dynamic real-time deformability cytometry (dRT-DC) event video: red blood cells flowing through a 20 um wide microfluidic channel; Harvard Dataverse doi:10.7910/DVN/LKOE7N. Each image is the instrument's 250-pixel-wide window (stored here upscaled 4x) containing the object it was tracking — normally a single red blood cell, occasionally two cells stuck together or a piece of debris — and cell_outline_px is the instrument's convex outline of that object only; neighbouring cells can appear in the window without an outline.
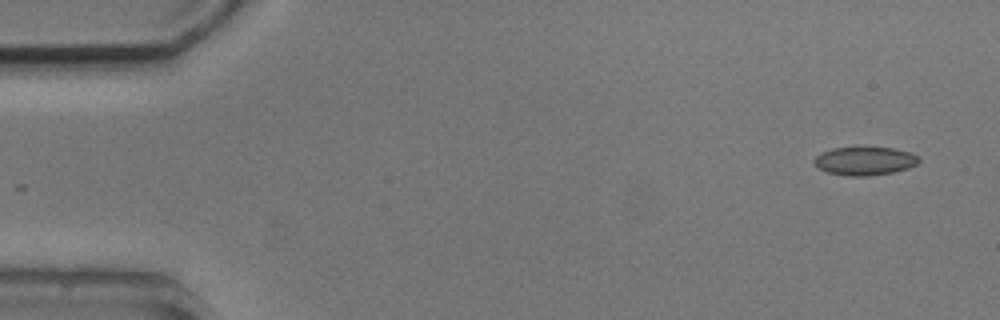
{"species": "common noctule bat (a hibernating species)", "species_latin": "Nyctalus noctula", "temperature_condition": "cold", "stored_images_in_passage": 13, "camera_frame_rate_fps": 3000, "um_per_image_px": 0.085, "animal": {"sex": "male", "body_mass_g": 20.5, "forearm_length_mm": 52.5}, "frame": {"image": 1, "passage_image": 1, "time_ms": 0.0, "image_size_px": [1000, 320], "cell_outline_px": [[920, 160], [916, 164], [908, 168], [892, 172], [868, 176], [848, 176], [828, 172], [820, 168], [812, 160], [816, 156], [832, 148], [856, 144], [892, 148], [912, 152], [920, 156]], "centroid_in_image_um": [73.53, 13.62], "position_along_channel_um": 11.5, "area_um2": 17.98}}
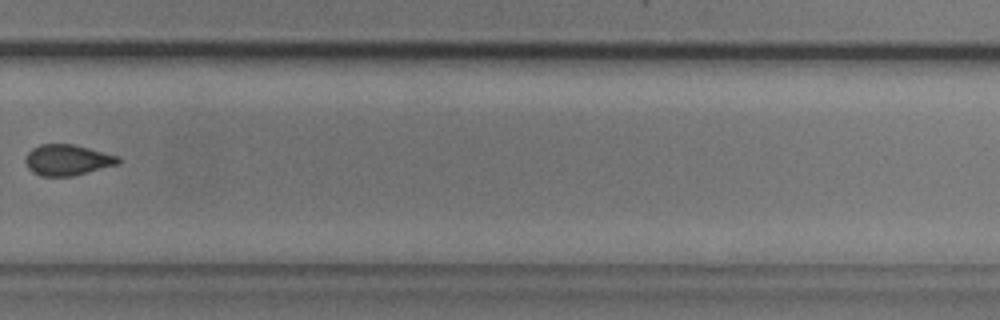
{"frame": {"image": 2, "passage_image": 10, "time_ms": 11.333, "image_size_px": [1000, 320], "cell_outline_px": [[120, 164], [72, 176], [40, 176], [32, 172], [28, 168], [24, 160], [28, 152], [32, 148], [40, 144], [72, 144], [120, 156]], "centroid_in_image_um": [5.73, 13.6], "position_along_channel_um": 324.1, "area_um2": 16.76}}
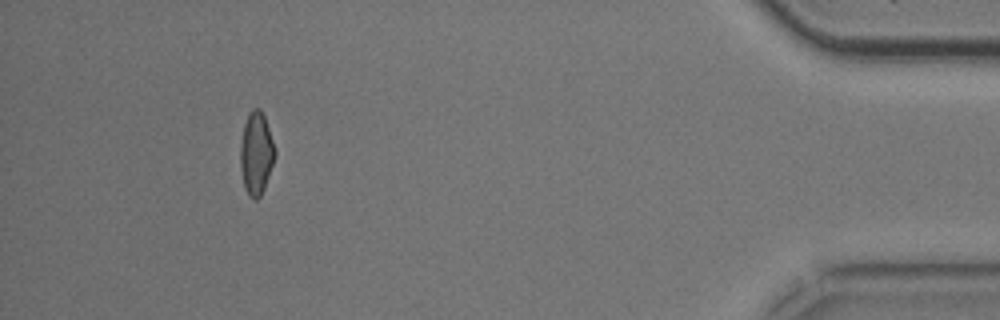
{"frame": {"image": 3, "passage_image": 13, "time_ms": 15.333, "image_size_px": [1000, 320], "cell_outline_px": [[276, 156], [264, 188], [260, 196], [256, 200], [248, 196], [244, 188], [240, 168], [240, 144], [244, 124], [248, 112], [252, 108], [260, 108], [264, 116], [276, 152]], "centroid_in_image_um": [21.76, 13.04], "position_along_channel_um": 413.4, "area_um2": 16.76}, "authors_computed_cell_mechanics": {"area_um2": 17.5712, "velocity_mm_per_s": 3.7905, "shape_relaxation_time_tau1_ms": 3.6259, "shape_relaxation_time_tau2_ms": null, "deformation_change_tau1": 0.0833, "deformation_change_tau2": null}}